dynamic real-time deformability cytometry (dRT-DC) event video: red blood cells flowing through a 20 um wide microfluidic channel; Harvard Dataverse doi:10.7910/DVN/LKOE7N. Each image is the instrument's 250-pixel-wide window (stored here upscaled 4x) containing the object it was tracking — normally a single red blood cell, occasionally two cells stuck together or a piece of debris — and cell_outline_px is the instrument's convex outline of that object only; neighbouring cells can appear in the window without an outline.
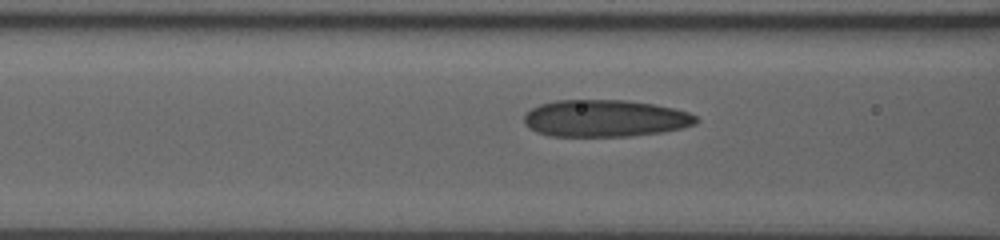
{"species": "human", "species_latin": "Homo sapiens", "temperature_condition": "room temperature", "stored_images_in_passage": 46, "camera_frame_rate_fps": 3000, "um_per_image_px": 0.085, "donor": {"sex": "male"}, "frame": {"image": 1, "passage_image": 20, "time_ms": 6.333, "image_size_px": [1000, 240], "cell_outline_px": [[700, 120], [696, 124], [680, 128], [660, 132], [628, 136], [548, 136], [536, 132], [528, 128], [524, 124], [524, 116], [532, 108], [540, 104], [556, 100], [624, 100], [652, 104], [672, 108], [688, 112], [696, 116]], "centroid_in_image_um": [51.4, 10.06], "position_along_channel_um": 115.2, "area_um2": 37.05}}
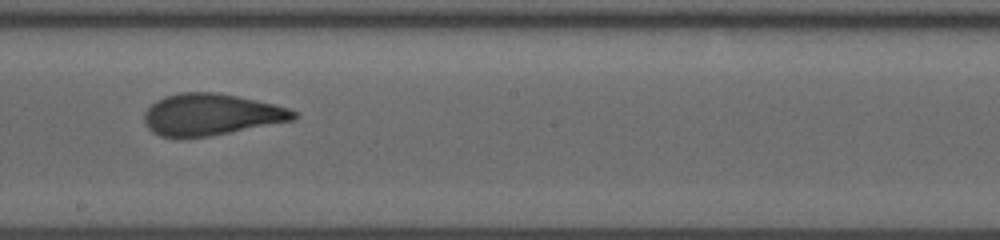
{"frame": {"image": 2, "passage_image": 29, "time_ms": 9.333, "image_size_px": [1000, 240], "cell_outline_px": [[300, 116], [292, 120], [208, 136], [180, 140], [160, 136], [152, 132], [148, 128], [144, 120], [144, 112], [156, 100], [164, 96], [180, 92], [216, 92], [256, 100], [288, 108], [296, 112]], "centroid_in_image_um": [17.87, 9.75], "position_along_channel_um": 230.3, "area_um2": 36.36}}
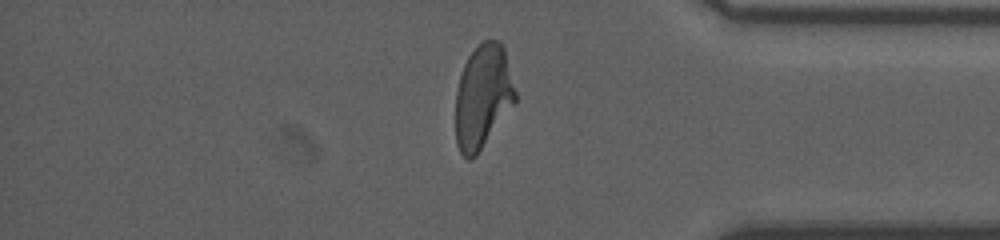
{"frame": {"image": 3, "passage_image": 43, "time_ms": 14.0, "image_size_px": [1000, 240], "cell_outline_px": [[516, 100], [476, 156], [472, 160], [468, 160], [460, 152], [456, 144], [456, 92], [460, 76], [464, 64], [468, 56], [484, 40], [500, 40], [504, 44], [516, 92]], "centroid_in_image_um": [41.04, 8.19], "position_along_channel_um": 394.2, "area_um2": 36.01}}